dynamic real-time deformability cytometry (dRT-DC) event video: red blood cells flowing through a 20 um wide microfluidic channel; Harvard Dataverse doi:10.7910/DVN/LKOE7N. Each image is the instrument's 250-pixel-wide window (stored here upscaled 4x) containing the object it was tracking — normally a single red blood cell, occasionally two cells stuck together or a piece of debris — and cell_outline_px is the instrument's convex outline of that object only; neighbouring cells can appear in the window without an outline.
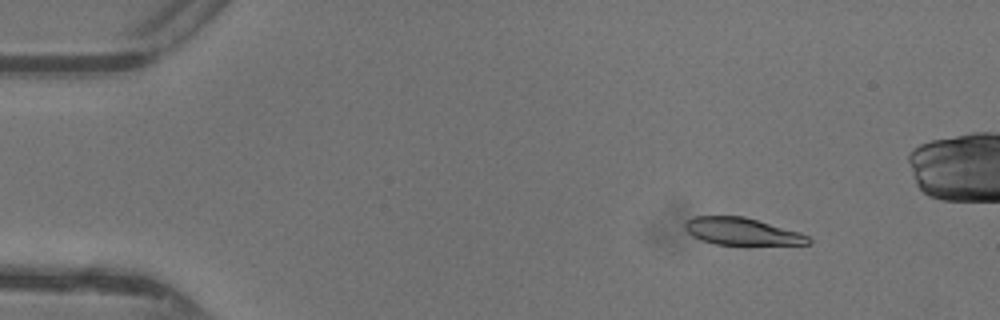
{"species": "common noctule bat (a hibernating species)", "species_latin": "Nyctalus noctula", "temperature_condition": "warm", "stored_images_in_passage": 43, "camera_frame_rate_fps": 3000, "um_per_image_px": 0.085, "animal": {"sex": "female"}, "frame": {"image": 1, "passage_image": 1, "time_ms": 0.0, "image_size_px": [1000, 320], "cell_outline_px": [[812, 244], [744, 248], [716, 244], [700, 240], [692, 236], [684, 228], [684, 224], [688, 220], [696, 216], [744, 216], [800, 232], [808, 236], [812, 240]], "centroid_in_image_um": [63.15, 19.74], "position_along_channel_um": 21.9, "area_um2": 20.81}}
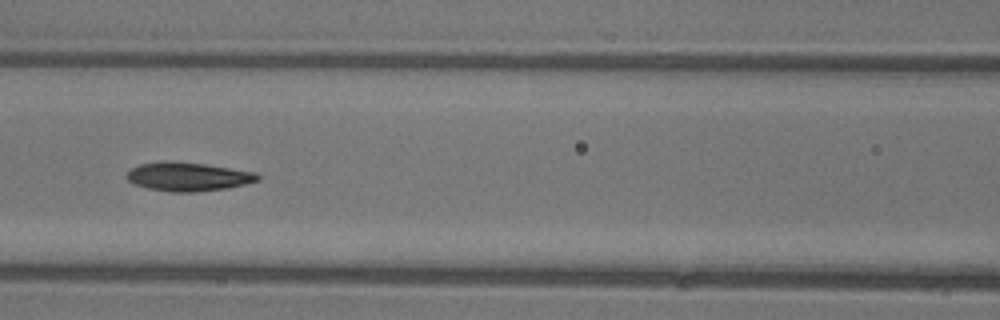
{"frame": {"image": 2, "passage_image": 16, "time_ms": 5.0, "image_size_px": [1000, 320], "cell_outline_px": [[260, 180], [228, 188], [196, 192], [168, 192], [148, 188], [132, 184], [124, 176], [132, 168], [140, 164], [164, 160], [172, 160], [204, 164], [256, 172], [260, 176]], "centroid_in_image_um": [15.95, 15.01], "position_along_channel_um": 150.6, "area_um2": 22.2}}
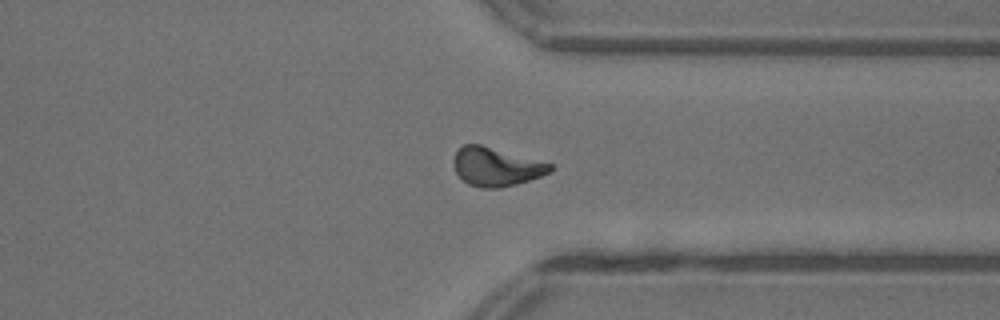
{"frame": {"image": 3, "passage_image": 31, "time_ms": 10.0, "image_size_px": [1000, 320], "cell_outline_px": [[552, 172], [516, 184], [500, 188], [480, 188], [468, 184], [456, 172], [452, 164], [452, 160], [456, 152], [464, 144], [480, 144], [552, 164]], "centroid_in_image_um": [42.14, 14.18], "position_along_channel_um": 369.3, "area_um2": 21.56}, "authors_computed_cell_mechanics": {"area_um2": 21.2704, "velocity_mm_per_s": 4.3987, "shape_relaxation_time_tau1_ms": 4.4573, "shape_relaxation_time_tau2_ms": 3.7964, "deformation_change_tau1": 0.1595, "deformation_change_tau2": 0.0969}}